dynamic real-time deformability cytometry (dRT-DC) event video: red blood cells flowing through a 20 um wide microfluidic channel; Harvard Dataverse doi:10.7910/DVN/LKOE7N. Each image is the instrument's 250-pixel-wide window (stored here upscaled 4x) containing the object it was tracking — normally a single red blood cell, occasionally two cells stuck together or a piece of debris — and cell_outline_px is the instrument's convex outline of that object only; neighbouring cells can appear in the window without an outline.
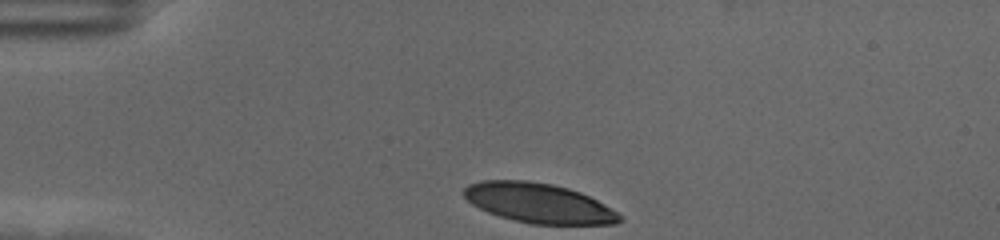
{"species": "human", "species_latin": "Homo sapiens", "temperature_condition": "cold", "stored_images_in_passage": 35, "camera_frame_rate_fps": 3000, "um_per_image_px": 0.085, "donor": {"sex": "female"}, "frame": {"image": 1, "passage_image": 1, "time_ms": 0.0, "image_size_px": [1000, 240], "cell_outline_px": [[624, 220], [616, 224], [532, 224], [512, 220], [488, 212], [472, 204], [464, 196], [464, 188], [468, 184], [480, 180], [528, 180], [552, 184], [568, 188], [580, 192], [612, 208], [624, 216]], "centroid_in_image_um": [45.82, 17.26], "position_along_channel_um": 39.2, "area_um2": 36.18}}
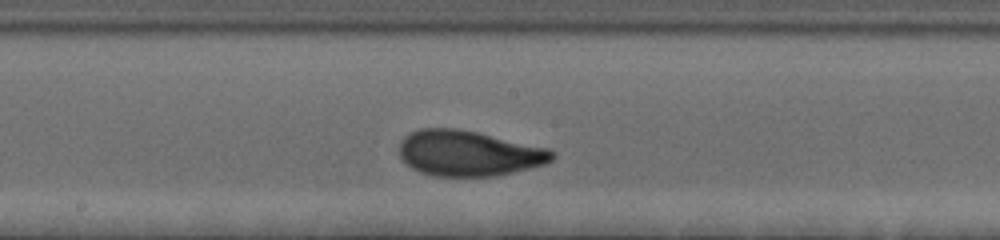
{"frame": {"image": 2, "passage_image": 19, "time_ms": 6.0, "image_size_px": [1000, 240], "cell_outline_px": [[556, 156], [552, 160], [544, 164], [496, 176], [436, 176], [420, 172], [412, 168], [400, 156], [400, 140], [404, 136], [420, 128], [456, 128], [476, 132], [548, 148], [556, 152]], "centroid_in_image_um": [39.83, 13.02], "position_along_channel_um": 208.4, "area_um2": 40.34}}
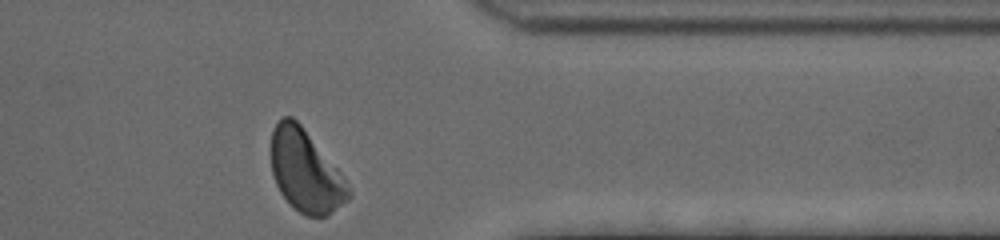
{"frame": {"image": 3, "passage_image": 35, "time_ms": 11.333, "image_size_px": [1000, 240], "cell_outline_px": [[352, 196], [348, 200], [328, 216], [308, 216], [300, 212], [280, 192], [276, 184], [272, 172], [272, 132], [276, 124], [284, 116], [292, 116], [300, 124], [344, 176], [352, 192]], "centroid_in_image_um": [26.01, 14.56], "position_along_channel_um": 385.4, "area_um2": 36.53}, "authors_computed_cell_mechanics": {"area_um2": 39.1306, "velocity_mm_per_s": 3.4963, "shape_relaxation_time_tau1_ms": 3.7568, "shape_relaxation_time_tau2_ms": 1.0762, "deformation_change_tau1": 0.1768, "deformation_change_tau2": 0.0627}}